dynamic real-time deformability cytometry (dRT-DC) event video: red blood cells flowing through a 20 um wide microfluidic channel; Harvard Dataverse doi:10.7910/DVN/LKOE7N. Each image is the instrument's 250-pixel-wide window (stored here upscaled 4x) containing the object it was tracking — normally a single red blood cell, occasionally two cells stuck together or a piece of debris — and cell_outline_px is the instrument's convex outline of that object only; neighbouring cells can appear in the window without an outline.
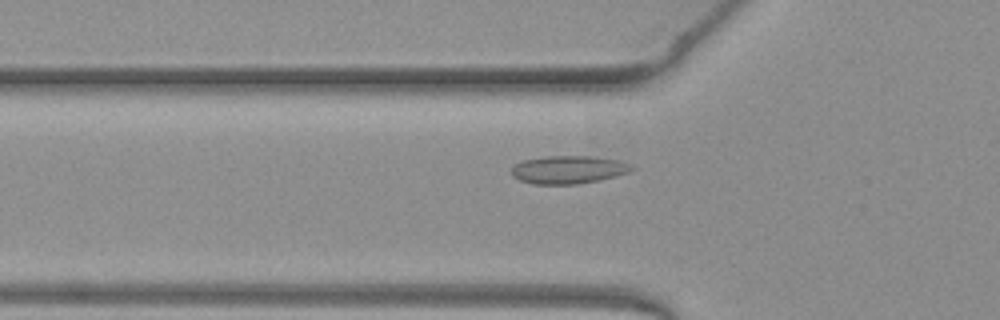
{"species": "common noctule bat (a hibernating species)", "species_latin": "Nyctalus noctula", "temperature_condition": "warm", "stored_images_in_passage": 39, "camera_frame_rate_fps": 3000, "um_per_image_px": 0.085, "animal": {"sex": "female", "body_mass_g": 19.3, "forearm_length_mm": 54.1}, "frame": {"image": 1, "passage_image": 6, "time_ms": 1.667, "image_size_px": [1000, 320], "cell_outline_px": [[636, 168], [628, 172], [616, 176], [600, 180], [576, 184], [532, 184], [520, 180], [512, 176], [512, 164], [524, 160], [544, 156], [592, 156], [616, 160], [632, 164]], "centroid_in_image_um": [48.3, 14.42], "position_along_channel_um": 77.5, "area_um2": 19.71}}
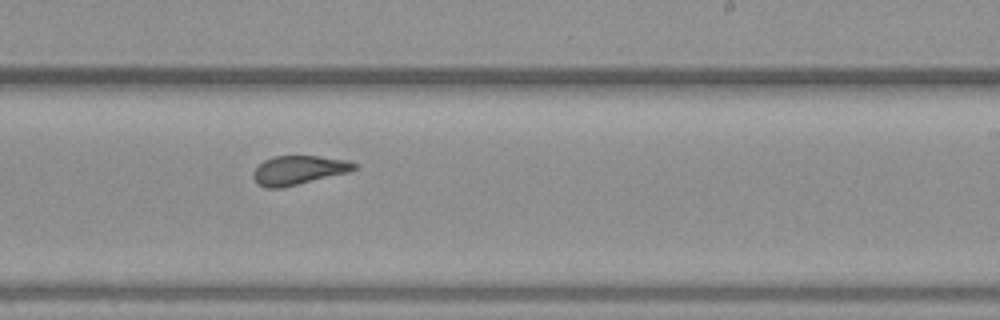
{"frame": {"image": 2, "passage_image": 20, "time_ms": 6.333, "image_size_px": [1000, 320], "cell_outline_px": [[356, 168], [348, 172], [280, 188], [268, 188], [256, 184], [252, 176], [252, 172], [264, 160], [272, 156], [320, 156], [348, 160], [356, 164]], "centroid_in_image_um": [25.34, 14.45], "position_along_channel_um": 263.7, "area_um2": 16.94}}
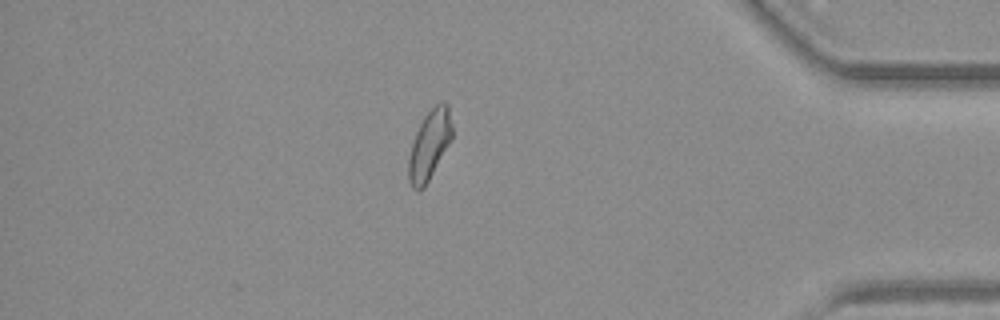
{"frame": {"image": 3, "passage_image": 33, "time_ms": 10.667, "image_size_px": [1000, 320], "cell_outline_px": [[452, 140], [424, 188], [420, 192], [412, 188], [408, 180], [408, 160], [412, 144], [416, 132], [424, 116], [436, 104], [444, 100], [448, 104], [452, 124]], "centroid_in_image_um": [36.51, 12.34], "position_along_channel_um": 398.7, "area_um2": 17.74}}